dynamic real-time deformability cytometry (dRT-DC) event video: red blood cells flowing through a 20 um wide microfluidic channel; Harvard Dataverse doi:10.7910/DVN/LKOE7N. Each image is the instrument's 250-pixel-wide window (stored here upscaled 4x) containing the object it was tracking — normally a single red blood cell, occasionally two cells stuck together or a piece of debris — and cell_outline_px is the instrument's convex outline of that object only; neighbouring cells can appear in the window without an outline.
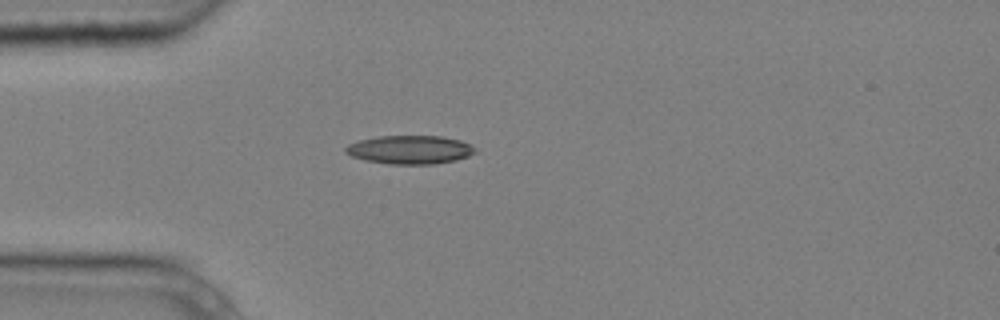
{"species": "common noctule bat (a hibernating species)", "species_latin": "Nyctalus noctula", "temperature_condition": "cold", "stored_images_in_passage": 3, "camera_frame_rate_fps": 3000, "um_per_image_px": 0.085, "animal": {"sex": "male", "body_mass_g": 20.4}, "frame": {"image": 1, "passage_image": 3, "time_ms": 0.667, "image_size_px": [1000, 320], "cell_outline_px": [[476, 152], [468, 156], [456, 160], [432, 164], [388, 164], [364, 160], [352, 156], [344, 152], [344, 148], [348, 144], [360, 140], [376, 136], [440, 136], [460, 140], [476, 148]], "centroid_in_image_um": [34.81, 12.72], "position_along_channel_um": 50.2, "area_um2": 21.56}}